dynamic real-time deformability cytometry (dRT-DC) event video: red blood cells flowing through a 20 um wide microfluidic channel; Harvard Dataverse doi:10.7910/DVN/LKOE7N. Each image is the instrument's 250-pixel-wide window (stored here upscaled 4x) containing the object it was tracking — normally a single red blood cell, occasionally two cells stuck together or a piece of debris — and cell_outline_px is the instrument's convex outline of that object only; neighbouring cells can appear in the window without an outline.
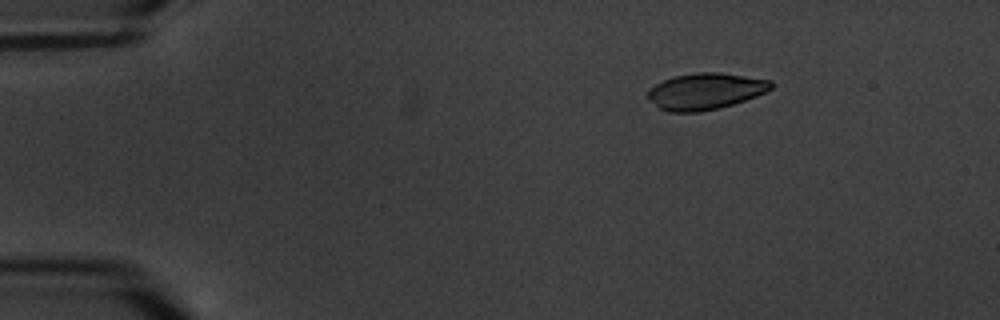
{"species": "common noctule bat (a hibernating species)", "species_latin": "Nyctalus noctula", "temperature_condition": "warm", "stored_images_in_passage": 3, "camera_frame_rate_fps": 3000, "um_per_image_px": 0.085, "animal": {"sex": "male", "body_mass_g": 20.1, "forearm_length_mm": 53.5}, "frame": {"image": 1, "passage_image": 1, "time_ms": 0.0, "image_size_px": [1000, 320], "cell_outline_px": [[772, 88], [756, 96], [732, 104], [700, 112], [668, 112], [660, 108], [648, 100], [648, 92], [656, 84], [672, 76], [696, 72], [720, 72], [772, 80]], "centroid_in_image_um": [59.94, 7.75], "position_along_channel_um": 25.1, "area_um2": 26.01}}